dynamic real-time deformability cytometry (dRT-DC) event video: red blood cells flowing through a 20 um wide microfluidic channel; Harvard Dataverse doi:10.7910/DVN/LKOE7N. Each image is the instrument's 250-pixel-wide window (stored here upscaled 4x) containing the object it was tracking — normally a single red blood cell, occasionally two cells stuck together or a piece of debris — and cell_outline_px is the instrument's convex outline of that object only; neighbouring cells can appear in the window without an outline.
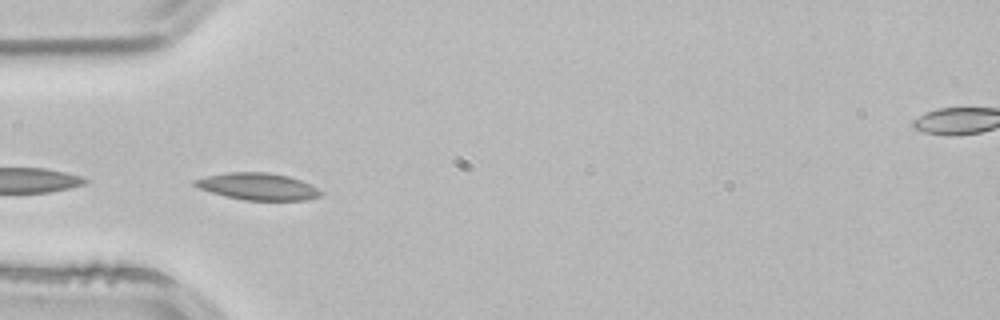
{"species": "common noctule bat (a hibernating species)", "species_latin": "Nyctalus noctula", "temperature_condition": "room temperature", "stored_images_in_passage": 3, "camera_frame_rate_fps": 3000, "um_per_image_px": 0.085, "animal": {"sex": "male", "body_mass_g": 21.5, "forearm_length_mm": 52.0}, "frame": {"image": 1, "passage_image": 3, "time_ms": 0.667, "image_size_px": [1000, 320], "cell_outline_px": [[320, 196], [308, 200], [244, 200], [224, 196], [200, 188], [192, 184], [192, 180], [208, 176], [228, 172], [268, 172], [288, 176], [300, 180], [316, 188], [320, 192]], "centroid_in_image_um": [21.88, 15.85], "position_along_channel_um": 63.1, "area_um2": 19.54}}